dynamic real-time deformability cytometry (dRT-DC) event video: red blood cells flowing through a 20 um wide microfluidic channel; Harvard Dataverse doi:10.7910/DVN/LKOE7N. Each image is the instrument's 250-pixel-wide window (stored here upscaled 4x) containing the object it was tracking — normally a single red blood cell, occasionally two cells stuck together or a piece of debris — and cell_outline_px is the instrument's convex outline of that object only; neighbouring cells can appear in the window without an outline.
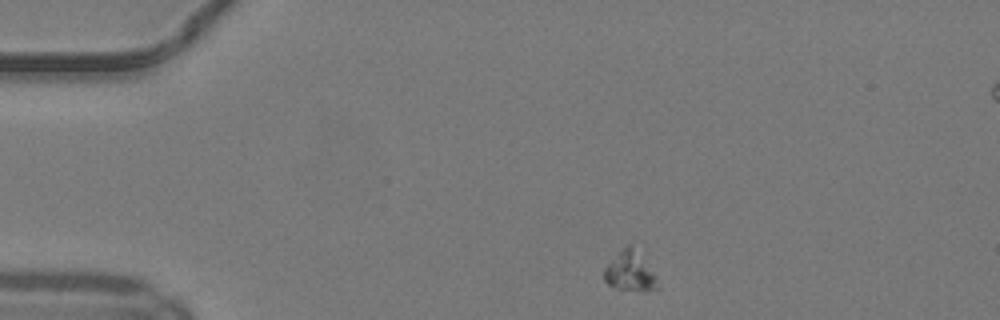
{"species": "common noctule bat (a hibernating species)", "species_latin": "Nyctalus noctula", "temperature_condition": "warm", "stored_images_in_passage": 42, "camera_frame_rate_fps": 3000, "um_per_image_px": 0.085, "animal": {"sex": "male", "body_mass_g": 19.2, "forearm_length_mm": 51.8}, "frame": {"image": 1, "passage_image": 1, "time_ms": 0.0, "image_size_px": [1000, 320], "cell_outline_px": [[660, 288], [644, 292], [640, 292], [620, 288], [608, 284], [604, 280], [604, 268], [628, 244], [652, 272]], "centroid_in_image_um": [53.54, 23.17], "position_along_channel_um": 31.5, "area_um2": 11.5}}
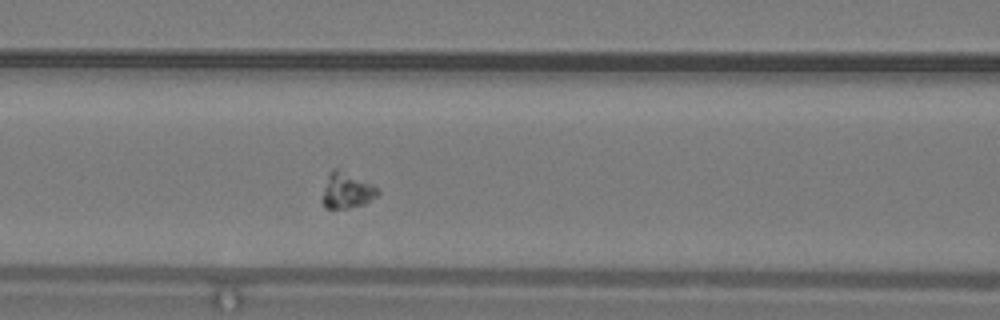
{"frame": {"image": 2, "passage_image": 13, "time_ms": 4.0, "image_size_px": [1000, 320], "cell_outline_px": [[380, 192], [376, 196], [364, 204], [348, 208], [324, 208], [320, 200], [328, 172], [332, 168], [336, 168], [372, 184]], "centroid_in_image_um": [29.41, 16.2], "position_along_channel_um": 137.2, "area_um2": 11.56}}
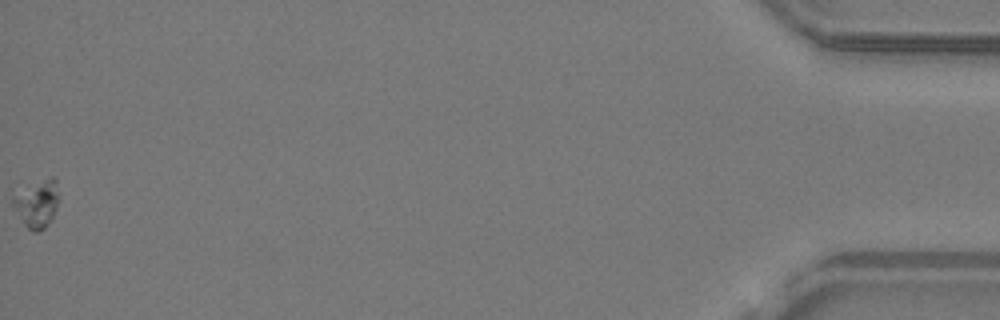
{"frame": {"image": 3, "passage_image": 42, "time_ms": 13.667, "image_size_px": [1000, 320], "cell_outline_px": [[60, 196], [52, 220], [44, 228], [36, 232], [32, 232], [24, 224], [12, 208], [12, 200], [52, 176], [56, 176]], "centroid_in_image_um": [3.23, 17.4], "position_along_channel_um": 432.0, "area_um2": 12.08}}